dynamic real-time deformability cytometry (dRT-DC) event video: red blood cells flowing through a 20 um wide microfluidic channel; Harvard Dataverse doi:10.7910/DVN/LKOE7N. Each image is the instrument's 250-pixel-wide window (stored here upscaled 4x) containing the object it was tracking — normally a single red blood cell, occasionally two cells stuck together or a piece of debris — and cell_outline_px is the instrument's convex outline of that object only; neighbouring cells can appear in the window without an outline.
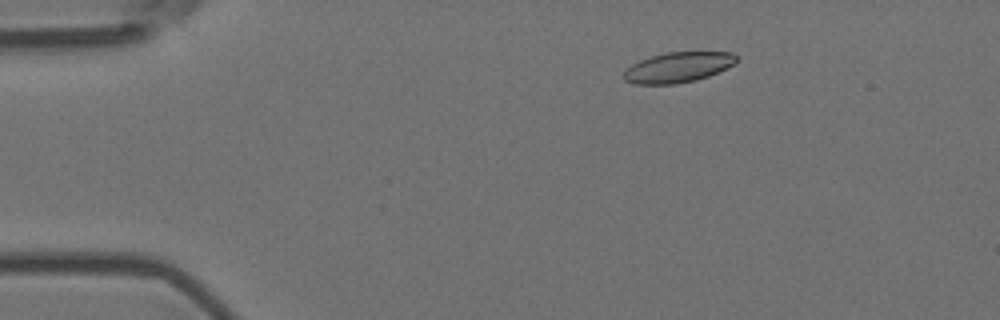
{"species": "Egyptian fruit bat (a non-hibernating species)", "species_latin": "Rousettus aegyptiacus", "temperature_condition": "room temperature", "stored_images_in_passage": 57, "camera_frame_rate_fps": 3000, "um_per_image_px": 0.085, "animal": {"sex": "female"}, "frame": {"image": 1, "passage_image": 10, "time_ms": 3.0, "image_size_px": [1000, 320], "cell_outline_px": [[736, 64], [708, 76], [696, 80], [676, 84], [636, 84], [624, 80], [624, 68], [640, 60], [652, 56], [668, 52], [732, 52], [736, 56]], "centroid_in_image_um": [57.62, 5.72], "position_along_channel_um": 27.4, "area_um2": 19.88}}
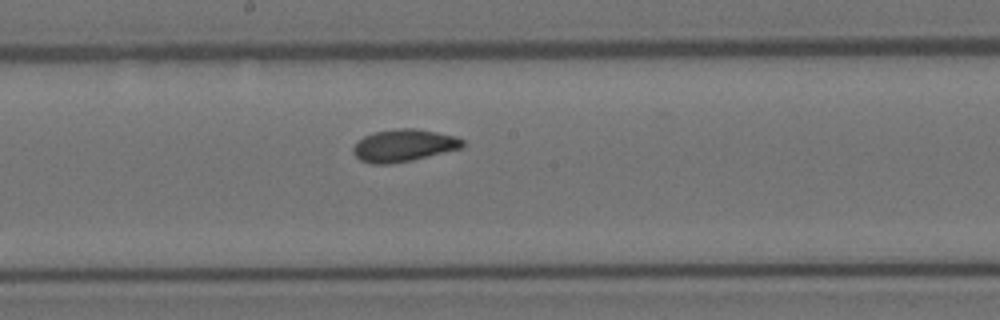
{"frame": {"image": 2, "passage_image": 31, "time_ms": 10.0, "image_size_px": [1000, 320], "cell_outline_px": [[464, 144], [460, 148], [412, 160], [392, 164], [372, 164], [360, 160], [352, 152], [352, 148], [364, 136], [372, 132], [400, 128], [416, 128], [456, 136], [464, 140]], "centroid_in_image_um": [34.3, 12.36], "position_along_channel_um": 213.9, "area_um2": 20.52}}
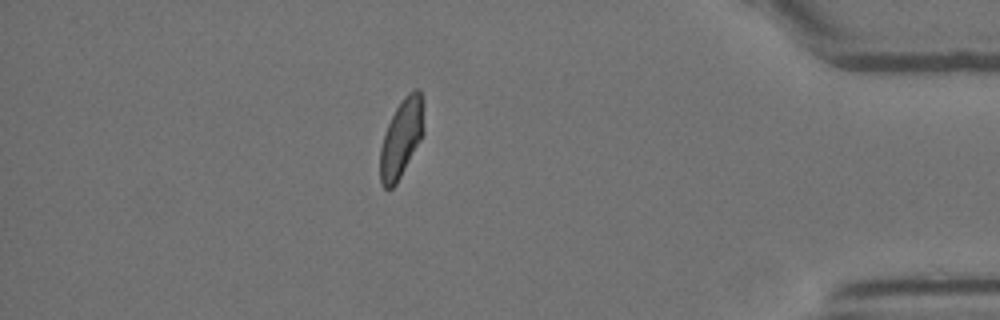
{"frame": {"image": 3, "passage_image": 50, "time_ms": 16.333, "image_size_px": [1000, 320], "cell_outline_px": [[424, 132], [420, 140], [396, 184], [392, 188], [384, 188], [380, 184], [380, 148], [384, 132], [396, 108], [404, 96], [408, 92], [416, 88], [420, 92], [424, 128]], "centroid_in_image_um": [34.09, 11.76], "position_along_channel_um": 401.1, "area_um2": 19.59}, "authors_computed_cell_mechanics": {"area_um2": 20.2878, "velocity_mm_per_s": 3.5878, "shape_relaxation_time_tau1_ms": 4.4728, "shape_relaxation_time_tau2_ms": 1.3465, "deformation_change_tau1": 0.1164, "deformation_change_tau2": 0.0568}}